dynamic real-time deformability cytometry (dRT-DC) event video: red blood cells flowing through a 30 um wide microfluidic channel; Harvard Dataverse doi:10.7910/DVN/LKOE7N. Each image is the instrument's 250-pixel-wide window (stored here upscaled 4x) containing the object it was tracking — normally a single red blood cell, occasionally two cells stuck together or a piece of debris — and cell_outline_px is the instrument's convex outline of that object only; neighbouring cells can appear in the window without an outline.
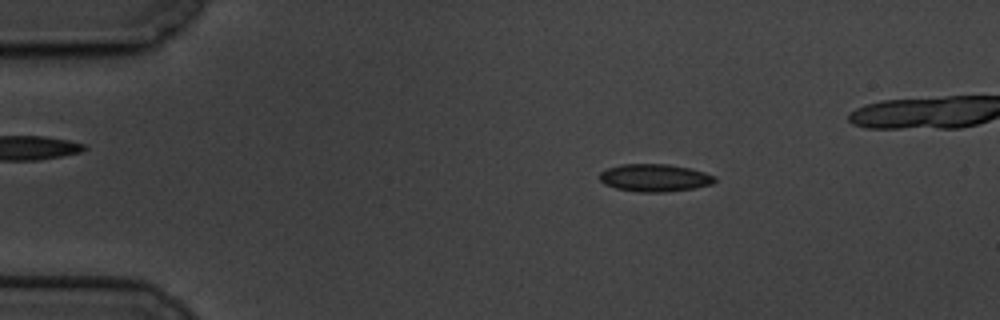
{"species": "common noctule bat (a hibernating species)", "species_latin": "Nyctalus noctula", "temperature_condition": "cold", "stored_images_in_passage": 55, "camera_frame_rate_fps": 3000, "um_per_image_px": 0.085, "animal": {"sex": "male", "body_mass_g": 19.5, "forearm_length_mm": 54.6}, "frame": {"image": 1, "passage_image": 10, "time_ms": 3.0, "image_size_px": [1000, 320], "cell_outline_px": [[716, 180], [712, 184], [692, 188], [664, 192], [640, 192], [616, 188], [604, 184], [600, 180], [600, 172], [608, 168], [620, 164], [668, 164], [692, 168], [716, 176]], "centroid_in_image_um": [55.65, 15.1], "position_along_channel_um": 29.3, "area_um2": 18.5}}
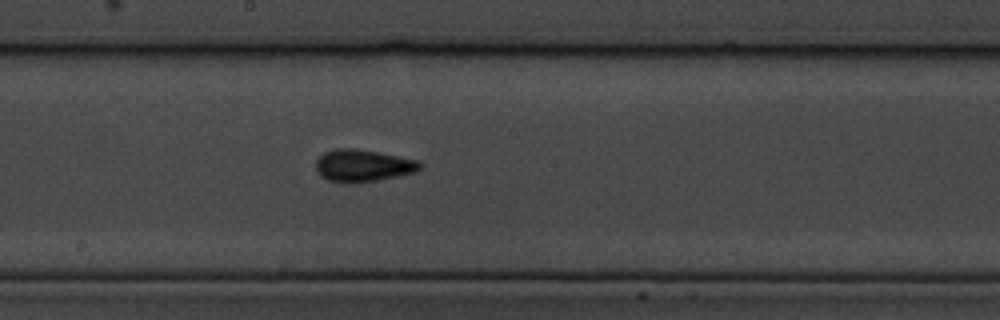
{"frame": {"image": 2, "passage_image": 32, "time_ms": 10.333, "image_size_px": [1000, 320], "cell_outline_px": [[424, 164], [416, 172], [356, 184], [344, 184], [328, 180], [320, 176], [316, 172], [316, 160], [324, 152], [336, 148], [352, 148], [376, 152], [420, 160]], "centroid_in_image_um": [30.83, 14.09], "position_along_channel_um": 217.4, "area_um2": 19.77}}
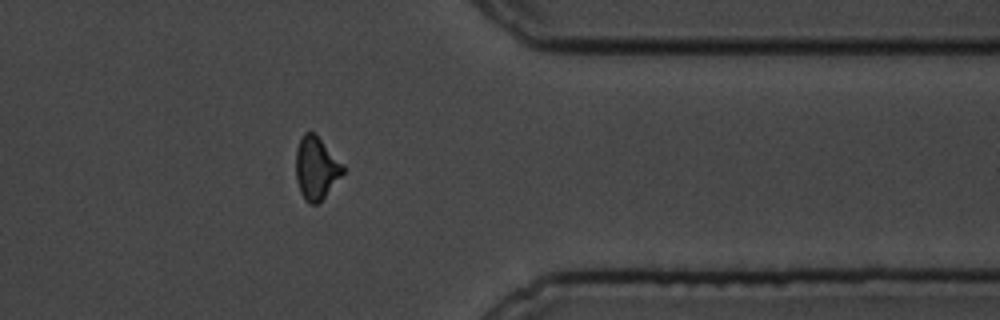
{"frame": {"image": 3, "passage_image": 48, "time_ms": 15.667, "image_size_px": [1000, 320], "cell_outline_px": [[344, 172], [324, 196], [316, 204], [308, 204], [304, 200], [300, 192], [296, 180], [296, 148], [300, 136], [304, 132], [312, 132], [344, 164]], "centroid_in_image_um": [26.84, 14.29], "position_along_channel_um": 384.6, "area_um2": 16.99}}